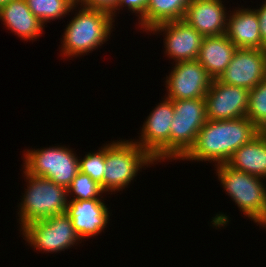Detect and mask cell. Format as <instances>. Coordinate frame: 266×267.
<instances>
[{
  "instance_id": "obj_19",
  "label": "cell",
  "mask_w": 266,
  "mask_h": 267,
  "mask_svg": "<svg viewBox=\"0 0 266 267\" xmlns=\"http://www.w3.org/2000/svg\"><path fill=\"white\" fill-rule=\"evenodd\" d=\"M227 164L239 171L266 179V133L261 131L238 148Z\"/></svg>"
},
{
  "instance_id": "obj_14",
  "label": "cell",
  "mask_w": 266,
  "mask_h": 267,
  "mask_svg": "<svg viewBox=\"0 0 266 267\" xmlns=\"http://www.w3.org/2000/svg\"><path fill=\"white\" fill-rule=\"evenodd\" d=\"M104 202L101 198L68 200L66 214L81 242L104 232L107 227L110 213Z\"/></svg>"
},
{
  "instance_id": "obj_2",
  "label": "cell",
  "mask_w": 266,
  "mask_h": 267,
  "mask_svg": "<svg viewBox=\"0 0 266 267\" xmlns=\"http://www.w3.org/2000/svg\"><path fill=\"white\" fill-rule=\"evenodd\" d=\"M79 11L67 24L61 42L62 57H77L96 50L110 37L114 28L112 15L100 11L78 7Z\"/></svg>"
},
{
  "instance_id": "obj_20",
  "label": "cell",
  "mask_w": 266,
  "mask_h": 267,
  "mask_svg": "<svg viewBox=\"0 0 266 267\" xmlns=\"http://www.w3.org/2000/svg\"><path fill=\"white\" fill-rule=\"evenodd\" d=\"M190 2L191 0H149L138 25L141 30L148 32L162 23L183 20Z\"/></svg>"
},
{
  "instance_id": "obj_17",
  "label": "cell",
  "mask_w": 266,
  "mask_h": 267,
  "mask_svg": "<svg viewBox=\"0 0 266 267\" xmlns=\"http://www.w3.org/2000/svg\"><path fill=\"white\" fill-rule=\"evenodd\" d=\"M0 20L11 32L25 41L37 39L43 34L45 27L31 12L26 0H10L0 7Z\"/></svg>"
},
{
  "instance_id": "obj_28",
  "label": "cell",
  "mask_w": 266,
  "mask_h": 267,
  "mask_svg": "<svg viewBox=\"0 0 266 267\" xmlns=\"http://www.w3.org/2000/svg\"><path fill=\"white\" fill-rule=\"evenodd\" d=\"M258 225L266 228V213H265L263 219L258 223Z\"/></svg>"
},
{
  "instance_id": "obj_25",
  "label": "cell",
  "mask_w": 266,
  "mask_h": 267,
  "mask_svg": "<svg viewBox=\"0 0 266 267\" xmlns=\"http://www.w3.org/2000/svg\"><path fill=\"white\" fill-rule=\"evenodd\" d=\"M76 4L81 8L100 10L112 15L117 10V0H77Z\"/></svg>"
},
{
  "instance_id": "obj_22",
  "label": "cell",
  "mask_w": 266,
  "mask_h": 267,
  "mask_svg": "<svg viewBox=\"0 0 266 267\" xmlns=\"http://www.w3.org/2000/svg\"><path fill=\"white\" fill-rule=\"evenodd\" d=\"M246 117L260 130L266 129V77L249 90Z\"/></svg>"
},
{
  "instance_id": "obj_23",
  "label": "cell",
  "mask_w": 266,
  "mask_h": 267,
  "mask_svg": "<svg viewBox=\"0 0 266 267\" xmlns=\"http://www.w3.org/2000/svg\"><path fill=\"white\" fill-rule=\"evenodd\" d=\"M104 192L105 191L99 183L80 171L67 188L68 196L71 195V197H73L69 200H90L102 198L101 194Z\"/></svg>"
},
{
  "instance_id": "obj_9",
  "label": "cell",
  "mask_w": 266,
  "mask_h": 267,
  "mask_svg": "<svg viewBox=\"0 0 266 267\" xmlns=\"http://www.w3.org/2000/svg\"><path fill=\"white\" fill-rule=\"evenodd\" d=\"M160 102L143 123L141 138L134 141L156 162L170 160V125L174 116L173 100L165 97Z\"/></svg>"
},
{
  "instance_id": "obj_11",
  "label": "cell",
  "mask_w": 266,
  "mask_h": 267,
  "mask_svg": "<svg viewBox=\"0 0 266 267\" xmlns=\"http://www.w3.org/2000/svg\"><path fill=\"white\" fill-rule=\"evenodd\" d=\"M266 77V50L237 48L218 80L251 90Z\"/></svg>"
},
{
  "instance_id": "obj_29",
  "label": "cell",
  "mask_w": 266,
  "mask_h": 267,
  "mask_svg": "<svg viewBox=\"0 0 266 267\" xmlns=\"http://www.w3.org/2000/svg\"><path fill=\"white\" fill-rule=\"evenodd\" d=\"M10 0H0V7L4 6L7 4Z\"/></svg>"
},
{
  "instance_id": "obj_18",
  "label": "cell",
  "mask_w": 266,
  "mask_h": 267,
  "mask_svg": "<svg viewBox=\"0 0 266 267\" xmlns=\"http://www.w3.org/2000/svg\"><path fill=\"white\" fill-rule=\"evenodd\" d=\"M237 50L234 43L225 35L204 37L197 61L213 79L226 70Z\"/></svg>"
},
{
  "instance_id": "obj_10",
  "label": "cell",
  "mask_w": 266,
  "mask_h": 267,
  "mask_svg": "<svg viewBox=\"0 0 266 267\" xmlns=\"http://www.w3.org/2000/svg\"><path fill=\"white\" fill-rule=\"evenodd\" d=\"M166 77L167 98L185 100L203 98L212 85L213 78L197 61H179Z\"/></svg>"
},
{
  "instance_id": "obj_26",
  "label": "cell",
  "mask_w": 266,
  "mask_h": 267,
  "mask_svg": "<svg viewBox=\"0 0 266 267\" xmlns=\"http://www.w3.org/2000/svg\"><path fill=\"white\" fill-rule=\"evenodd\" d=\"M149 0H117V10L112 14V18L116 16V12L123 7H127L132 13L138 15L140 19L146 11Z\"/></svg>"
},
{
  "instance_id": "obj_7",
  "label": "cell",
  "mask_w": 266,
  "mask_h": 267,
  "mask_svg": "<svg viewBox=\"0 0 266 267\" xmlns=\"http://www.w3.org/2000/svg\"><path fill=\"white\" fill-rule=\"evenodd\" d=\"M174 116L170 125V161L180 160L193 146L206 123L205 99L173 100Z\"/></svg>"
},
{
  "instance_id": "obj_5",
  "label": "cell",
  "mask_w": 266,
  "mask_h": 267,
  "mask_svg": "<svg viewBox=\"0 0 266 267\" xmlns=\"http://www.w3.org/2000/svg\"><path fill=\"white\" fill-rule=\"evenodd\" d=\"M215 168L226 194L246 217L258 224L266 213L265 179L236 170L227 163L216 165Z\"/></svg>"
},
{
  "instance_id": "obj_3",
  "label": "cell",
  "mask_w": 266,
  "mask_h": 267,
  "mask_svg": "<svg viewBox=\"0 0 266 267\" xmlns=\"http://www.w3.org/2000/svg\"><path fill=\"white\" fill-rule=\"evenodd\" d=\"M156 162L134 139L117 140L105 145L103 190L118 192L127 188L139 170Z\"/></svg>"
},
{
  "instance_id": "obj_16",
  "label": "cell",
  "mask_w": 266,
  "mask_h": 267,
  "mask_svg": "<svg viewBox=\"0 0 266 267\" xmlns=\"http://www.w3.org/2000/svg\"><path fill=\"white\" fill-rule=\"evenodd\" d=\"M225 35L237 48L262 49L257 13L251 8H239L228 14Z\"/></svg>"
},
{
  "instance_id": "obj_1",
  "label": "cell",
  "mask_w": 266,
  "mask_h": 267,
  "mask_svg": "<svg viewBox=\"0 0 266 267\" xmlns=\"http://www.w3.org/2000/svg\"><path fill=\"white\" fill-rule=\"evenodd\" d=\"M260 132L246 116L232 120H207L193 146L180 160L213 161L215 166L227 163L238 148Z\"/></svg>"
},
{
  "instance_id": "obj_27",
  "label": "cell",
  "mask_w": 266,
  "mask_h": 267,
  "mask_svg": "<svg viewBox=\"0 0 266 267\" xmlns=\"http://www.w3.org/2000/svg\"><path fill=\"white\" fill-rule=\"evenodd\" d=\"M254 10L259 20L262 49L266 50V1H264V4L261 5L259 9Z\"/></svg>"
},
{
  "instance_id": "obj_6",
  "label": "cell",
  "mask_w": 266,
  "mask_h": 267,
  "mask_svg": "<svg viewBox=\"0 0 266 267\" xmlns=\"http://www.w3.org/2000/svg\"><path fill=\"white\" fill-rule=\"evenodd\" d=\"M23 156V169L28 174L49 179L65 188L80 171V157L66 146L27 149Z\"/></svg>"
},
{
  "instance_id": "obj_4",
  "label": "cell",
  "mask_w": 266,
  "mask_h": 267,
  "mask_svg": "<svg viewBox=\"0 0 266 267\" xmlns=\"http://www.w3.org/2000/svg\"><path fill=\"white\" fill-rule=\"evenodd\" d=\"M23 174L28 182L22 202L18 205L21 228L32 221L66 213L67 188L49 179L28 174L25 170Z\"/></svg>"
},
{
  "instance_id": "obj_8",
  "label": "cell",
  "mask_w": 266,
  "mask_h": 267,
  "mask_svg": "<svg viewBox=\"0 0 266 267\" xmlns=\"http://www.w3.org/2000/svg\"><path fill=\"white\" fill-rule=\"evenodd\" d=\"M20 230L30 246L46 253L65 251L81 240L66 213L32 221Z\"/></svg>"
},
{
  "instance_id": "obj_24",
  "label": "cell",
  "mask_w": 266,
  "mask_h": 267,
  "mask_svg": "<svg viewBox=\"0 0 266 267\" xmlns=\"http://www.w3.org/2000/svg\"><path fill=\"white\" fill-rule=\"evenodd\" d=\"M99 149L100 150L95 152L90 151L83 159H79V168L81 173L91 177L103 188V172L106 167L105 146L103 145V147Z\"/></svg>"
},
{
  "instance_id": "obj_21",
  "label": "cell",
  "mask_w": 266,
  "mask_h": 267,
  "mask_svg": "<svg viewBox=\"0 0 266 267\" xmlns=\"http://www.w3.org/2000/svg\"><path fill=\"white\" fill-rule=\"evenodd\" d=\"M27 6L43 24L63 17L75 8V0H26Z\"/></svg>"
},
{
  "instance_id": "obj_13",
  "label": "cell",
  "mask_w": 266,
  "mask_h": 267,
  "mask_svg": "<svg viewBox=\"0 0 266 267\" xmlns=\"http://www.w3.org/2000/svg\"><path fill=\"white\" fill-rule=\"evenodd\" d=\"M148 32L165 34V54L174 62L197 60L203 36L184 20L162 23Z\"/></svg>"
},
{
  "instance_id": "obj_15",
  "label": "cell",
  "mask_w": 266,
  "mask_h": 267,
  "mask_svg": "<svg viewBox=\"0 0 266 267\" xmlns=\"http://www.w3.org/2000/svg\"><path fill=\"white\" fill-rule=\"evenodd\" d=\"M226 13L222 0H191L183 20L203 37L219 36L226 32Z\"/></svg>"
},
{
  "instance_id": "obj_12",
  "label": "cell",
  "mask_w": 266,
  "mask_h": 267,
  "mask_svg": "<svg viewBox=\"0 0 266 267\" xmlns=\"http://www.w3.org/2000/svg\"><path fill=\"white\" fill-rule=\"evenodd\" d=\"M208 120H232L246 116L249 90L213 79L204 97Z\"/></svg>"
}]
</instances>
